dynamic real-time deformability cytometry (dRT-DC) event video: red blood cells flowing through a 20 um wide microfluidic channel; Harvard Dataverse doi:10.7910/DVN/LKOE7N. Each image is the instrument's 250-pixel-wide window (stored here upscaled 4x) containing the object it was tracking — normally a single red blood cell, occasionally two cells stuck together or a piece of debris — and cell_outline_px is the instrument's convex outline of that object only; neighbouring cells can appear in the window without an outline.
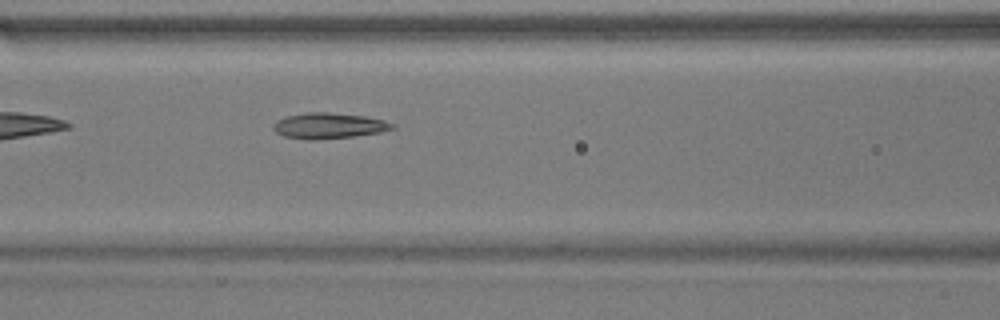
{"species": "common noctule bat (a hibernating species)", "species_latin": "Nyctalus noctula", "temperature_condition": "warm", "stored_images_in_passage": 21, "camera_frame_rate_fps": 3000, "um_per_image_px": 0.085, "animal": {"sex": "male", "body_mass_g": 17.9}, "frame": {"image": 1, "passage_image": 7, "time_ms": 2.0, "image_size_px": [1000, 320], "cell_outline_px": [[396, 128], [380, 132], [352, 136], [284, 136], [276, 132], [272, 128], [272, 124], [276, 120], [284, 116], [304, 112], [328, 112], [364, 116], [384, 120], [396, 124]], "centroid_in_image_um": [27.98, 10.61], "position_along_channel_um": 138.6, "area_um2": 16.94}}